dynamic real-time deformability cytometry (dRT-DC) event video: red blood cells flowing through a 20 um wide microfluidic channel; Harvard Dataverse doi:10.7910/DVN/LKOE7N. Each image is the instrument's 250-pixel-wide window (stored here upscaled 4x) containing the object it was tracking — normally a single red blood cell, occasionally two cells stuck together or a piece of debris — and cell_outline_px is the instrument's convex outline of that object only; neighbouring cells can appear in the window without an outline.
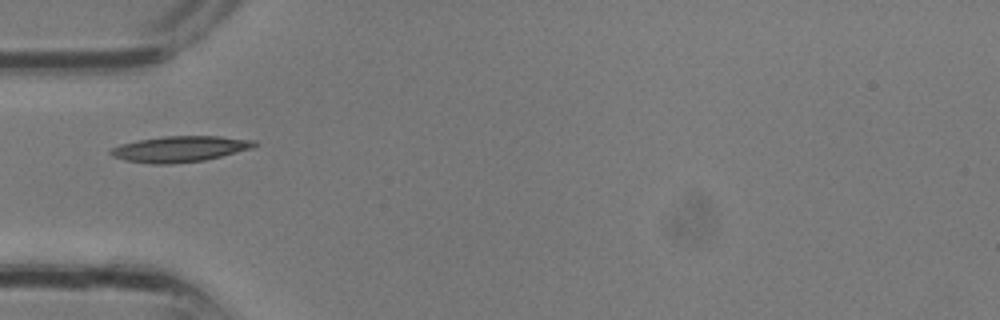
{"species": "common noctule bat (a hibernating species)", "species_latin": "Nyctalus noctula", "temperature_condition": "room temperature", "stored_images_in_passage": 20, "camera_frame_rate_fps": 3000, "um_per_image_px": 0.085, "animal": {"sex": "male", "body_mass_g": 13.3}, "frame": {"image": 1, "passage_image": 1, "time_ms": 0.0, "image_size_px": [1000, 320], "cell_outline_px": [[260, 144], [252, 148], [204, 160], [172, 164], [148, 164], [124, 160], [112, 156], [108, 152], [112, 148], [120, 144], [140, 140], [164, 136], [220, 136], [256, 140]], "centroid_in_image_um": [15.29, 12.66], "position_along_channel_um": 69.7, "area_um2": 21.73}}
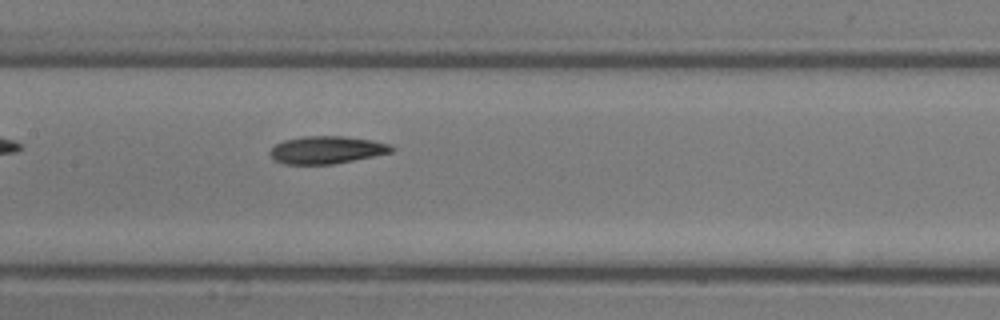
{"frame": {"image": 2, "passage_image": 6, "time_ms": 1.667, "image_size_px": [1000, 320], "cell_outline_px": [[396, 148], [392, 152], [332, 164], [284, 164], [276, 160], [268, 152], [276, 144], [284, 140], [304, 136], [344, 136], [372, 140], [388, 144]], "centroid_in_image_um": [27.76, 12.73], "position_along_channel_um": 179.6, "area_um2": 19.31}}
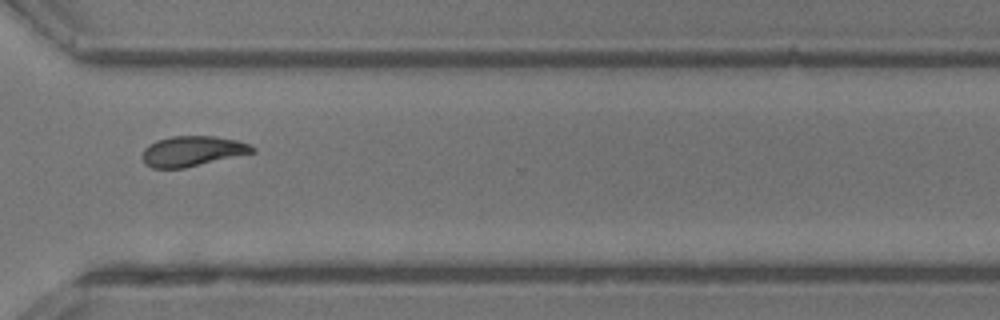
{"frame": {"image": 3, "passage_image": 14, "time_ms": 4.333, "image_size_px": [1000, 320], "cell_outline_px": [[256, 152], [184, 168], [152, 168], [144, 164], [144, 148], [148, 144], [156, 140], [172, 136], [212, 136], [236, 140], [248, 144], [256, 148]], "centroid_in_image_um": [16.35, 12.85], "position_along_channel_um": 354.3, "area_um2": 19.31}}